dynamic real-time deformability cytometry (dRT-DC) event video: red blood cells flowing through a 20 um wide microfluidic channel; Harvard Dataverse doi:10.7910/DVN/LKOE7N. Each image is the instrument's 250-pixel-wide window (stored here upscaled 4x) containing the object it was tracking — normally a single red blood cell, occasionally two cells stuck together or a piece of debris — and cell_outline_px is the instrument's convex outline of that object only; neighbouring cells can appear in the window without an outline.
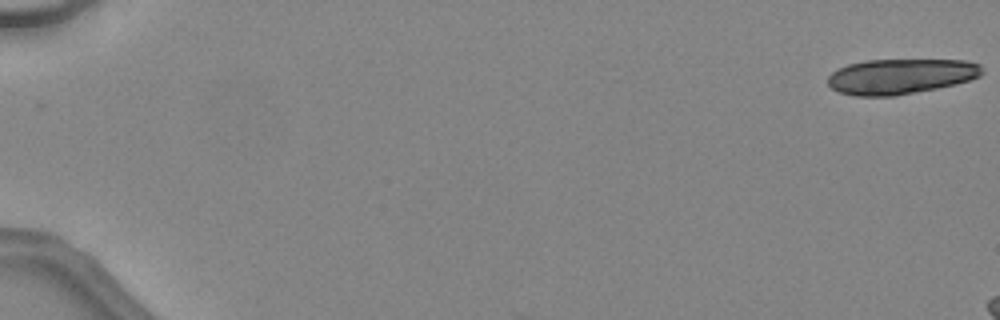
{"species": "common noctule bat (a hibernating species)", "species_latin": "Nyctalus noctula", "temperature_condition": "warm", "stored_images_in_passage": 5, "camera_frame_rate_fps": 3000, "um_per_image_px": 0.085, "animal": {"sex": "female", "body_mass_g": 24.6, "forearm_length_mm": 56.2}, "frame": {"image": 1, "passage_image": 1, "time_ms": 0.0, "image_size_px": [1000, 320], "cell_outline_px": [[984, 72], [980, 76], [956, 84], [896, 96], [852, 96], [840, 92], [832, 88], [828, 84], [828, 76], [836, 68], [848, 64], [864, 60], [968, 60], [980, 64]], "centroid_in_image_um": [76.54, 6.49], "position_along_channel_um": 8.5, "area_um2": 31.91}}